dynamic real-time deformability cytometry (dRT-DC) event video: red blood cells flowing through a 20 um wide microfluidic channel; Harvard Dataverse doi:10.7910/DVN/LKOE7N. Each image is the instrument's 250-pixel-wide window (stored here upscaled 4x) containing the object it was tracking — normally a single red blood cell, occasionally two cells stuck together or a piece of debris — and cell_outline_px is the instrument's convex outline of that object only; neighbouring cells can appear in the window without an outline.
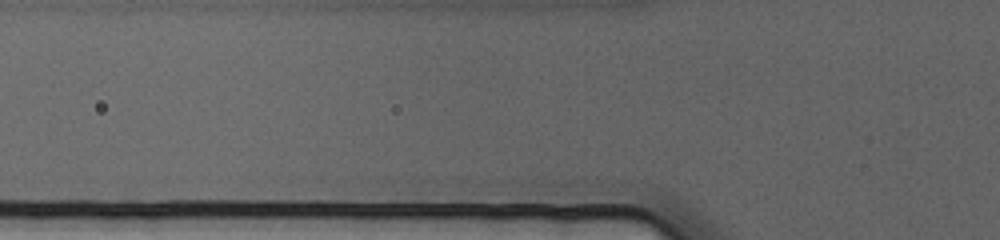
{"species": "human", "species_latin": "Homo sapiens", "temperature_condition": "cold", "stored_images_in_passage": 4, "camera_frame_rate_fps": 3000, "um_per_image_px": 0.085, "donor": {"sex": "female"}, "frame": {"image": 1, "passage_image": 2, "time_ms": 0.333, "image_size_px": [1000, 240], "cell_outline_px": [[632, 208], [488, 208], [468, 184], [468, 180], [616, 180], [624, 184]], "centroid_in_image_um": [46.89, 16.48], "position_along_channel_um": 78.9, "area_um2": 30.4}}